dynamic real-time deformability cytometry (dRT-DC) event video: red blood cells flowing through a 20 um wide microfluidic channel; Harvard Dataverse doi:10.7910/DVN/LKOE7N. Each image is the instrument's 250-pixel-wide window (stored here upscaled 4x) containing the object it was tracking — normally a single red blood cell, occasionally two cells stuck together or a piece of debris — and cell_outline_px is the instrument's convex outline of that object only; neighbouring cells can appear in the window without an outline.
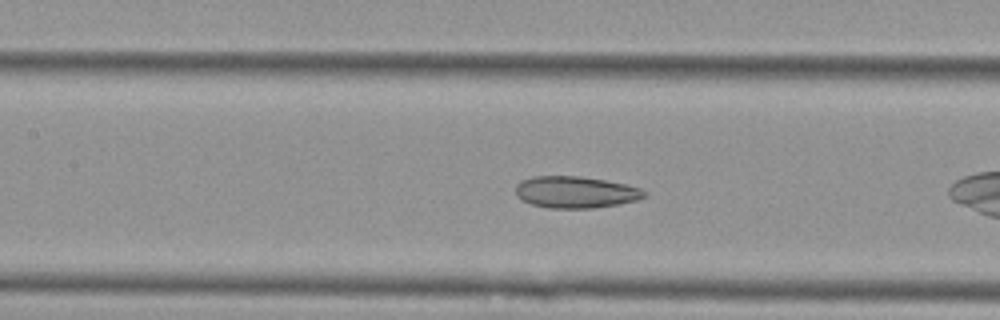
{"species": "Egyptian fruit bat (a non-hibernating species)", "species_latin": "Rousettus aegyptiacus", "temperature_condition": "cold", "stored_images_in_passage": 20, "camera_frame_rate_fps": 3000, "um_per_image_px": 0.085, "animal": {"sex": "female"}, "frame": {"image": 1, "passage_image": 9, "time_ms": 2.667, "image_size_px": [1000, 320], "cell_outline_px": [[648, 192], [644, 196], [636, 200], [620, 204], [592, 208], [548, 208], [532, 204], [520, 200], [516, 196], [516, 184], [532, 176], [580, 176], [604, 180], [624, 184], [640, 188]], "centroid_in_image_um": [48.9, 16.34], "position_along_channel_um": 158.5, "area_um2": 23.76}}
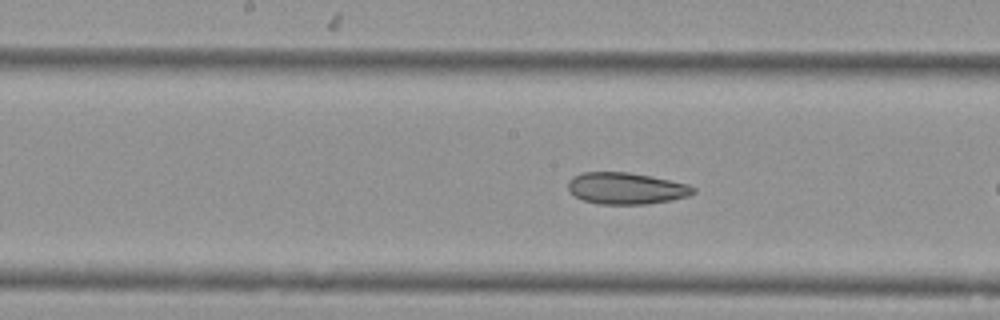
{"frame": {"image": 2, "passage_image": 12, "time_ms": 3.667, "image_size_px": [1000, 320], "cell_outline_px": [[696, 192], [688, 196], [672, 200], [648, 204], [600, 204], [584, 200], [568, 192], [568, 180], [572, 176], [584, 172], [628, 172], [688, 184], [696, 188]], "centroid_in_image_um": [53.21, 16.01], "position_along_channel_um": 195.0, "area_um2": 23.06}}